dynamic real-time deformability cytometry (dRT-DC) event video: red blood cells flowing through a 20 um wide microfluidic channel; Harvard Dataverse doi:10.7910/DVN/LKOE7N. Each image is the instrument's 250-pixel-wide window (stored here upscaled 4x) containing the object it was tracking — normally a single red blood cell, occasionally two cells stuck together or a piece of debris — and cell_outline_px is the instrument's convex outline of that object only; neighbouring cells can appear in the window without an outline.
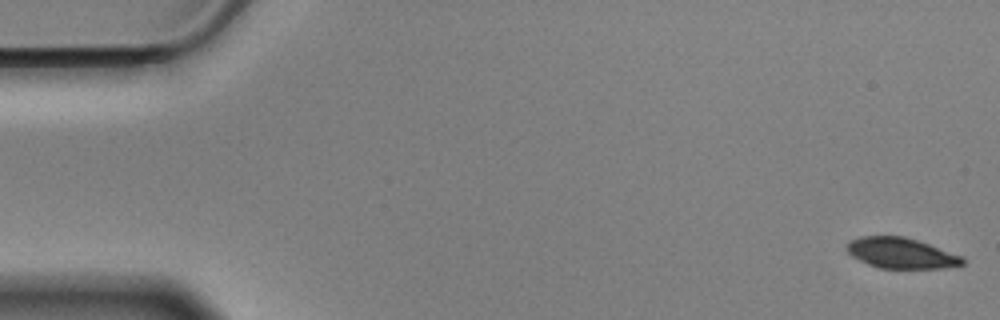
{"species": "Egyptian fruit bat (a non-hibernating species)", "species_latin": "Rousettus aegyptiacus", "temperature_condition": "cold", "stored_images_in_passage": 58, "camera_frame_rate_fps": 3000, "um_per_image_px": 0.085, "animal": {"sex": "male"}, "frame": {"image": 1, "passage_image": 1, "time_ms": 0.0, "image_size_px": [1000, 320], "cell_outline_px": [[964, 264], [944, 268], [880, 268], [868, 264], [852, 256], [848, 252], [844, 244], [860, 236], [904, 236], [964, 256]], "centroid_in_image_um": [76.59, 21.51], "position_along_channel_um": 8.4, "area_um2": 20.58}}
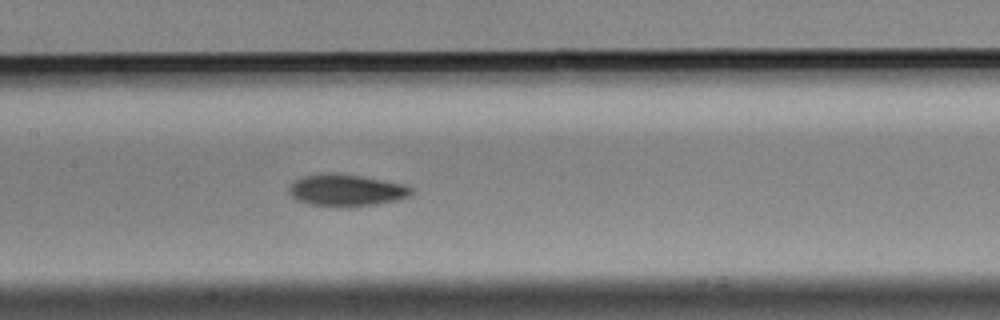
{"frame": {"image": 2, "passage_image": 27, "time_ms": 8.667, "image_size_px": [1000, 320], "cell_outline_px": [[416, 192], [408, 196], [396, 200], [376, 204], [348, 208], [312, 204], [296, 200], [288, 192], [288, 188], [292, 180], [304, 176], [328, 172], [332, 172], [360, 176], [408, 184]], "centroid_in_image_um": [29.44, 16.17], "position_along_channel_um": 178.0, "area_um2": 23.12}}
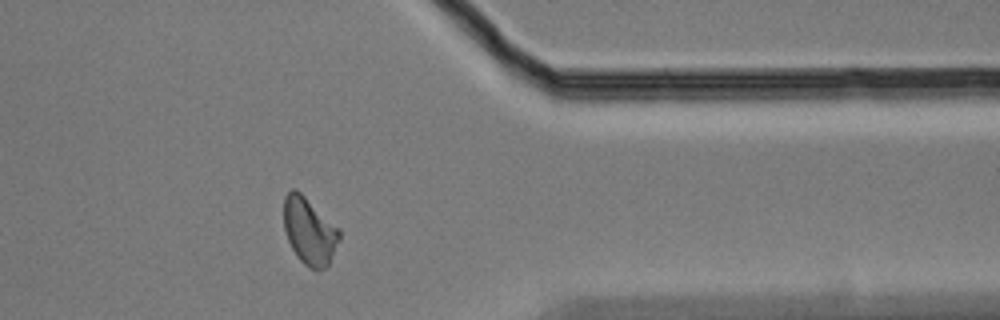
{"frame": {"image": 3, "passage_image": 46, "time_ms": 15.0, "image_size_px": [1000, 320], "cell_outline_px": [[340, 240], [328, 264], [324, 268], [316, 272], [308, 268], [296, 256], [288, 240], [284, 228], [284, 196], [292, 188], [296, 188], [340, 228]], "centroid_in_image_um": [26.3, 19.64], "position_along_channel_um": 385.1, "area_um2": 21.91}, "authors_computed_cell_mechanics": {"area_um2": 22.0218, "velocity_mm_per_s": 3.4914, "shape_relaxation_time_tau1_ms": 3.8475, "shape_relaxation_time_tau2_ms": 7.9746, "deformation_change_tau1": 0.135, "deformation_change_tau2": 0.1275}}